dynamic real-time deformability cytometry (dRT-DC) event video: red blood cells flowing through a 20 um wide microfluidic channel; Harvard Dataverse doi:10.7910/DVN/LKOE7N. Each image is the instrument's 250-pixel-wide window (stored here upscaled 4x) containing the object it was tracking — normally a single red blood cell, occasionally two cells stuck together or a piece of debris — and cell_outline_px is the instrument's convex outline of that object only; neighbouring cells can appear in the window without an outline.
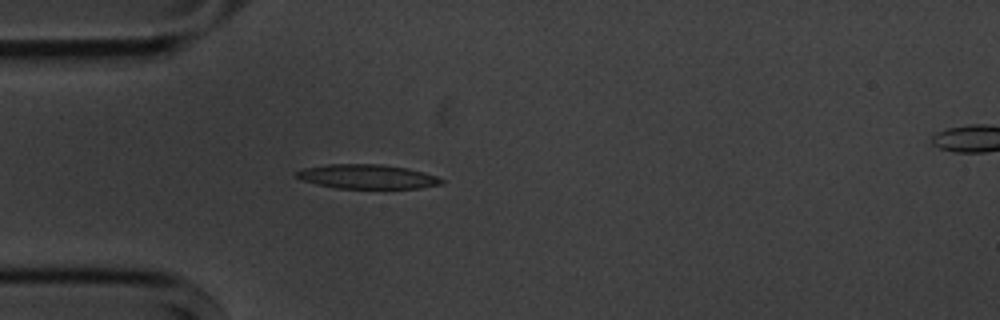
{"species": "common noctule bat (a hibernating species)", "species_latin": "Nyctalus noctula", "temperature_condition": "cold", "stored_images_in_passage": 2, "camera_frame_rate_fps": 3000, "um_per_image_px": 0.085, "animal": {"sex": "male", "body_mass_g": 20.1, "forearm_length_mm": 53.5}, "frame": {"image": 1, "passage_image": 1, "time_ms": 0.0, "image_size_px": [1000, 320], "cell_outline_px": [[444, 184], [420, 188], [336, 188], [316, 184], [300, 180], [296, 176], [296, 172], [304, 168], [328, 164], [384, 164], [408, 168], [436, 176], [444, 180]], "centroid_in_image_um": [31.22, 15.01], "position_along_channel_um": 53.8, "area_um2": 20.58}}